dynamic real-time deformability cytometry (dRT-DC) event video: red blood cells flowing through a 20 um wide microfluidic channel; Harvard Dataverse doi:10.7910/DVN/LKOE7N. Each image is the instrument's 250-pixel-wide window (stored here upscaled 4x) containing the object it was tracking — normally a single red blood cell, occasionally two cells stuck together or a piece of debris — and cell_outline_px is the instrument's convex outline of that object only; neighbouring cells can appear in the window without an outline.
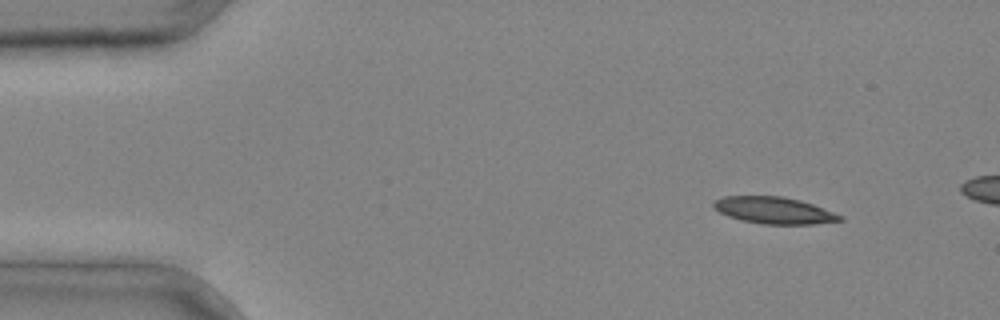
{"species": "common noctule bat (a hibernating species)", "species_latin": "Nyctalus noctula", "temperature_condition": "cold", "stored_images_in_passage": 3, "camera_frame_rate_fps": 3000, "um_per_image_px": 0.085, "animal": {"sex": "male", "body_mass_g": 20.4}, "frame": {"image": 1, "passage_image": 1, "time_ms": 0.0, "image_size_px": [1000, 320], "cell_outline_px": [[844, 220], [812, 224], [764, 224], [740, 220], [728, 216], [712, 208], [712, 204], [716, 200], [724, 196], [784, 196], [800, 200], [812, 204], [844, 216]], "centroid_in_image_um": [65.78, 17.88], "position_along_channel_um": 19.2, "area_um2": 19.71}}